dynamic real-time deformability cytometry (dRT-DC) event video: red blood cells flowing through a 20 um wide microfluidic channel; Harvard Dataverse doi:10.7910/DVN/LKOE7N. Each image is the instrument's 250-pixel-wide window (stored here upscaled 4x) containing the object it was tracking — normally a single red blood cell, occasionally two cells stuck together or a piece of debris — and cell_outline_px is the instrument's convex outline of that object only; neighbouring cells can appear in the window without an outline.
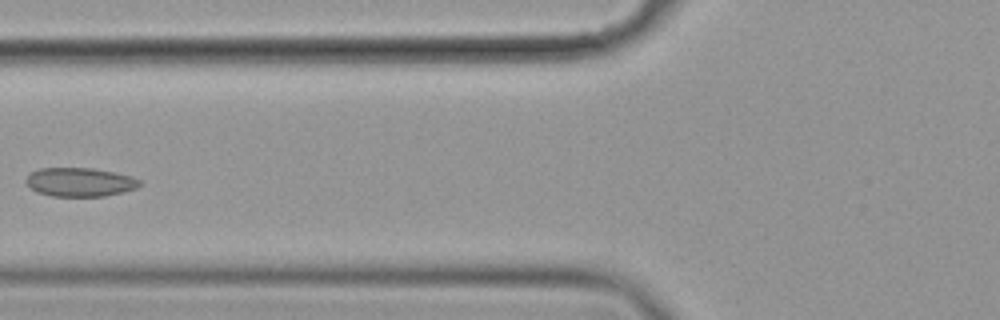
{"species": "common noctule bat (a hibernating species)", "species_latin": "Nyctalus noctula", "temperature_condition": "cold", "stored_images_in_passage": 11, "camera_frame_rate_fps": 3000, "um_per_image_px": 0.085, "animal": {"sex": "female", "body_mass_g": 19.9}, "frame": {"image": 1, "passage_image": 7, "time_ms": 2.0, "image_size_px": [1000, 320], "cell_outline_px": [[144, 184], [136, 188], [124, 192], [104, 196], [52, 196], [36, 192], [24, 180], [32, 172], [40, 168], [92, 168], [116, 172], [132, 176], [140, 180]], "centroid_in_image_um": [6.84, 15.48], "position_along_channel_um": 119.0, "area_um2": 19.19}}
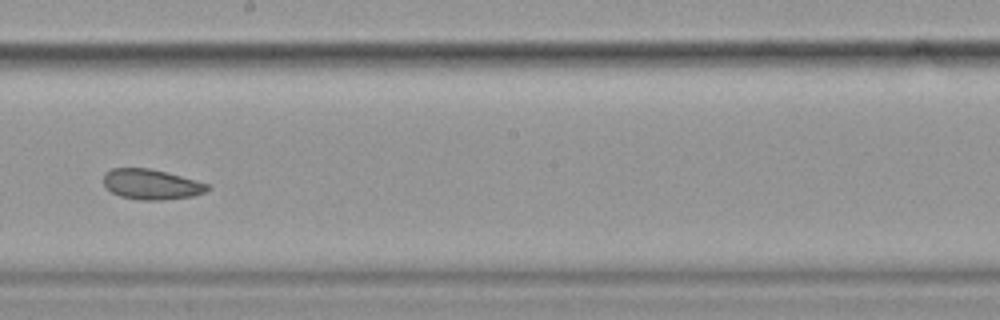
{"frame": {"image": 2, "passage_image": 10, "time_ms": 3.0, "image_size_px": [1000, 320], "cell_outline_px": [[212, 188], [204, 192], [192, 196], [160, 200], [140, 200], [120, 196], [104, 188], [104, 172], [112, 168], [152, 168], [208, 184]], "centroid_in_image_um": [12.82, 15.66], "position_along_channel_um": 235.4, "area_um2": 18.32}}
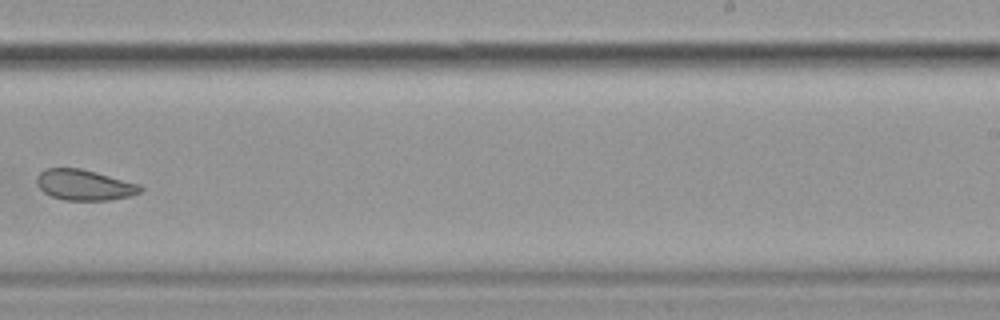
{"frame": {"image": 3, "passage_image": 11, "time_ms": 3.333, "image_size_px": [1000, 320], "cell_outline_px": [[144, 188], [140, 192], [132, 196], [108, 200], [64, 200], [52, 196], [44, 192], [36, 184], [36, 176], [44, 168], [80, 168], [96, 172], [140, 184]], "centroid_in_image_um": [7.17, 15.72], "position_along_channel_um": 281.8, "area_um2": 18.61}}